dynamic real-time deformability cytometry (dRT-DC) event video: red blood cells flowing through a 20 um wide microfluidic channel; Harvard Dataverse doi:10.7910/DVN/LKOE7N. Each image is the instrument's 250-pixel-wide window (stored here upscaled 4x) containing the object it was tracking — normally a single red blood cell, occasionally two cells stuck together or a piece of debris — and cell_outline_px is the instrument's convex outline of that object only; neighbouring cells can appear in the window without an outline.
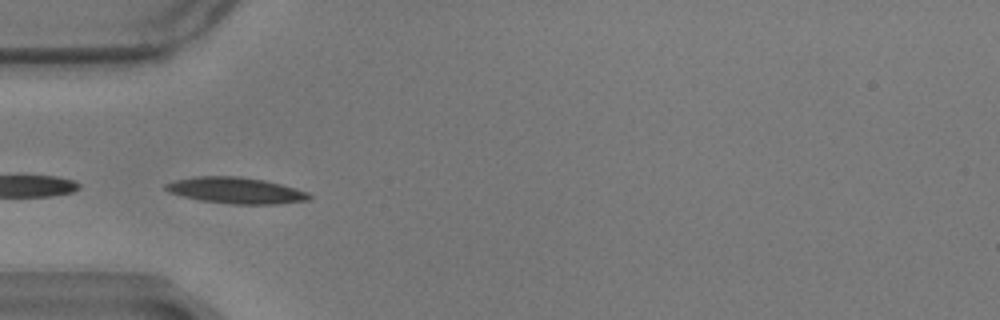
{"species": "common noctule bat (a hibernating species)", "species_latin": "Nyctalus noctula", "temperature_condition": "warm", "stored_images_in_passage": 9, "camera_frame_rate_fps": 3000, "um_per_image_px": 0.085, "animal": {"sex": "male", "body_mass_g": 17.9}, "frame": {"image": 1, "passage_image": 4, "time_ms": 1.0, "image_size_px": [1000, 320], "cell_outline_px": [[312, 196], [308, 200], [276, 204], [232, 204], [200, 200], [168, 192], [164, 188], [164, 184], [176, 180], [196, 176], [240, 176], [264, 180], [280, 184], [308, 192]], "centroid_in_image_um": [20.04, 16.18], "position_along_channel_um": 65.0, "area_um2": 21.79}}